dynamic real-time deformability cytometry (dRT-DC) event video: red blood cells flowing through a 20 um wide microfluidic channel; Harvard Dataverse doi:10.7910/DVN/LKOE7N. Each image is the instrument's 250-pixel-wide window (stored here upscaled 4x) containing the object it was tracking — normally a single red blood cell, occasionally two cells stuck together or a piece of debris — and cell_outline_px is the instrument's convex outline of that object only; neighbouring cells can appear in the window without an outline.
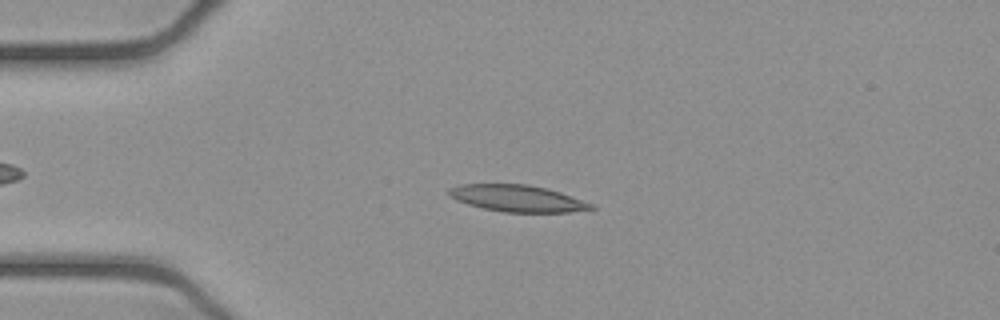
{"species": "common noctule bat (a hibernating species)", "species_latin": "Nyctalus noctula", "temperature_condition": "cold", "stored_images_in_passage": 52, "camera_frame_rate_fps": 3000, "um_per_image_px": 0.085, "animal": {"sex": "female", "body_mass_g": 21.9}, "frame": {"image": 1, "passage_image": 12, "time_ms": 3.667, "image_size_px": [1000, 320], "cell_outline_px": [[596, 208], [568, 212], [504, 212], [484, 208], [468, 204], [456, 200], [448, 196], [448, 188], [460, 184], [528, 184], [548, 188], [596, 204]], "centroid_in_image_um": [43.99, 16.85], "position_along_channel_um": 41.0, "area_um2": 22.25}}
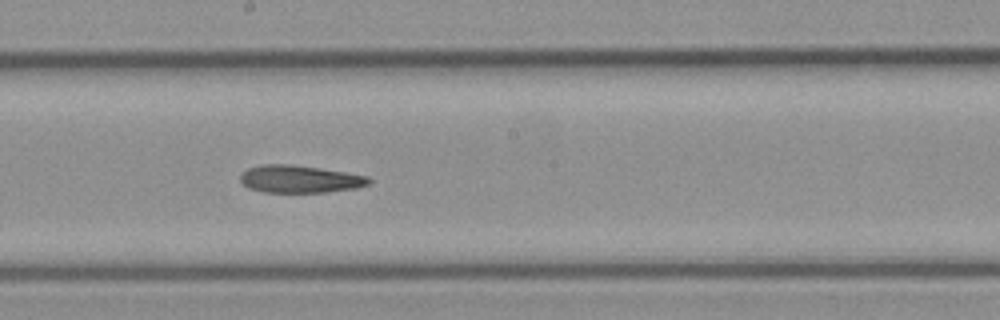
{"frame": {"image": 2, "passage_image": 28, "time_ms": 9.0, "image_size_px": [1000, 320], "cell_outline_px": [[372, 184], [356, 188], [324, 192], [264, 192], [248, 188], [240, 180], [240, 172], [248, 168], [260, 164], [288, 164], [320, 168], [368, 176], [372, 180]], "centroid_in_image_um": [25.47, 15.21], "position_along_channel_um": 222.7, "area_um2": 20.69}}
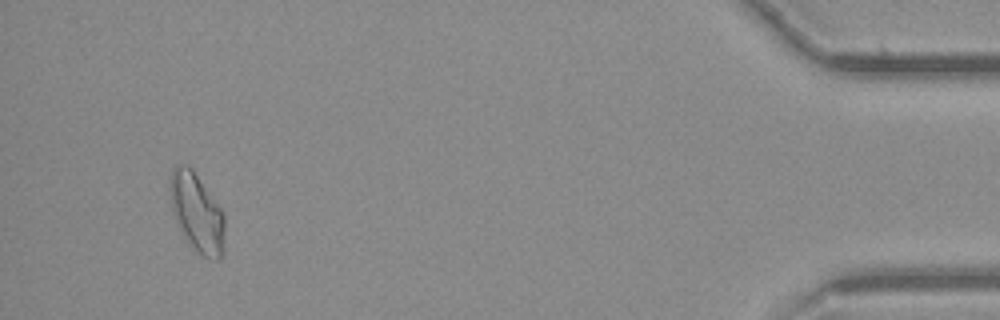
{"frame": {"image": 3, "passage_image": 49, "time_ms": 16.0, "image_size_px": [1000, 320], "cell_outline_px": [[224, 248], [220, 256], [216, 260], [204, 256], [188, 244], [180, 232], [176, 224], [172, 212], [168, 188], [168, 180], [172, 168], [176, 164], [188, 164], [192, 168], [224, 212]], "centroid_in_image_um": [16.68, 18.02], "position_along_channel_um": 418.5, "area_um2": 25.66}, "authors_computed_cell_mechanics": {"area_um2": 21.5594, "velocity_mm_per_s": 3.8917, "shape_relaxation_time_tau1_ms": null, "shape_relaxation_time_tau2_ms": 2.5559, "deformation_change_tau1": null, "deformation_change_tau2": 0.1077}}